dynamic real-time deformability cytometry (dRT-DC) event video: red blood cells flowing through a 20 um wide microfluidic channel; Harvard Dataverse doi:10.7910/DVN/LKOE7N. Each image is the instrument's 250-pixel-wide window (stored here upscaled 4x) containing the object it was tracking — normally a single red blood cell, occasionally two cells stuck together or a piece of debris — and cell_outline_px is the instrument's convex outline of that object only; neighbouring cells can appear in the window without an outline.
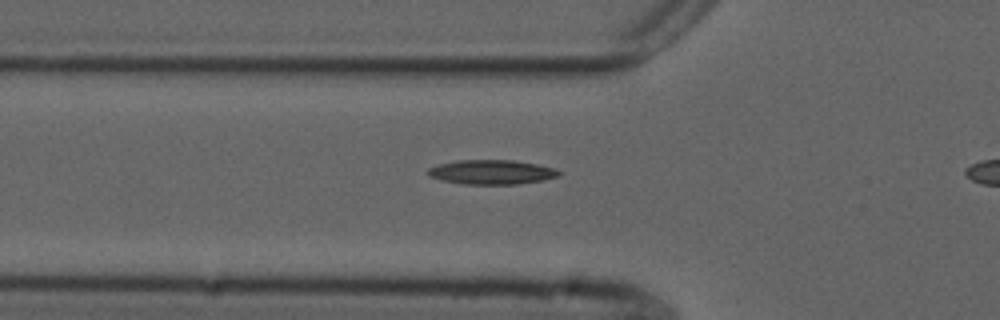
{"species": "common noctule bat (a hibernating species)", "species_latin": "Nyctalus noctula", "temperature_condition": "cold", "stored_images_in_passage": 14, "camera_frame_rate_fps": 3000, "um_per_image_px": 0.085, "animal": {"sex": "male", "forearm_length_mm": 52.5}, "frame": {"image": 1, "passage_image": 12, "time_ms": 3.667, "image_size_px": [1000, 320], "cell_outline_px": [[560, 176], [544, 180], [516, 184], [464, 184], [444, 180], [428, 176], [428, 168], [440, 164], [456, 160], [512, 160], [536, 164], [552, 168], [560, 172]], "centroid_in_image_um": [41.79, 14.63], "position_along_channel_um": 84.0, "area_um2": 18.44}}